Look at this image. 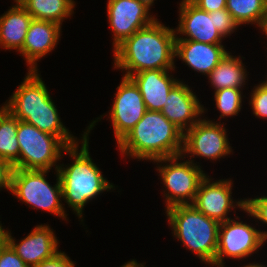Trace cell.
I'll use <instances>...</instances> for the list:
<instances>
[{
  "instance_id": "obj_1",
  "label": "cell",
  "mask_w": 267,
  "mask_h": 267,
  "mask_svg": "<svg viewBox=\"0 0 267 267\" xmlns=\"http://www.w3.org/2000/svg\"><path fill=\"white\" fill-rule=\"evenodd\" d=\"M175 29L156 19L136 31L114 49V68L126 71L123 76L145 70H175Z\"/></svg>"
},
{
  "instance_id": "obj_2",
  "label": "cell",
  "mask_w": 267,
  "mask_h": 267,
  "mask_svg": "<svg viewBox=\"0 0 267 267\" xmlns=\"http://www.w3.org/2000/svg\"><path fill=\"white\" fill-rule=\"evenodd\" d=\"M99 120H93L82 135L81 148L79 143L70 146L65 150V154L73 159L69 166L61 164L57 171L62 185V195L76 216L83 218V209L86 203L96 198L100 193L114 190V185L110 183L100 171V168L92 161L89 154V133Z\"/></svg>"
},
{
  "instance_id": "obj_3",
  "label": "cell",
  "mask_w": 267,
  "mask_h": 267,
  "mask_svg": "<svg viewBox=\"0 0 267 267\" xmlns=\"http://www.w3.org/2000/svg\"><path fill=\"white\" fill-rule=\"evenodd\" d=\"M184 133L160 111H146L135 127L118 143L122 156L156 160L182 154Z\"/></svg>"
},
{
  "instance_id": "obj_4",
  "label": "cell",
  "mask_w": 267,
  "mask_h": 267,
  "mask_svg": "<svg viewBox=\"0 0 267 267\" xmlns=\"http://www.w3.org/2000/svg\"><path fill=\"white\" fill-rule=\"evenodd\" d=\"M169 226L175 238L201 261H215L220 223L208 218L192 204H179L166 209Z\"/></svg>"
},
{
  "instance_id": "obj_5",
  "label": "cell",
  "mask_w": 267,
  "mask_h": 267,
  "mask_svg": "<svg viewBox=\"0 0 267 267\" xmlns=\"http://www.w3.org/2000/svg\"><path fill=\"white\" fill-rule=\"evenodd\" d=\"M48 170L13 169L11 175L12 194L32 209H42L67 220L63 199L62 185L56 170V184L50 185L46 180Z\"/></svg>"
},
{
  "instance_id": "obj_6",
  "label": "cell",
  "mask_w": 267,
  "mask_h": 267,
  "mask_svg": "<svg viewBox=\"0 0 267 267\" xmlns=\"http://www.w3.org/2000/svg\"><path fill=\"white\" fill-rule=\"evenodd\" d=\"M19 169L55 171L56 164L68 146L57 136L40 131L25 121L18 120Z\"/></svg>"
},
{
  "instance_id": "obj_7",
  "label": "cell",
  "mask_w": 267,
  "mask_h": 267,
  "mask_svg": "<svg viewBox=\"0 0 267 267\" xmlns=\"http://www.w3.org/2000/svg\"><path fill=\"white\" fill-rule=\"evenodd\" d=\"M182 158L184 160L183 155H177L153 160L154 163H161L156 170L166 189L163 194L166 197L165 209L179 204H192L201 181L208 176L194 161L188 159L179 162Z\"/></svg>"
},
{
  "instance_id": "obj_8",
  "label": "cell",
  "mask_w": 267,
  "mask_h": 267,
  "mask_svg": "<svg viewBox=\"0 0 267 267\" xmlns=\"http://www.w3.org/2000/svg\"><path fill=\"white\" fill-rule=\"evenodd\" d=\"M267 240V231L258 230L243 221L229 219L220 223L215 261L212 266L224 267V258L243 259L256 253Z\"/></svg>"
},
{
  "instance_id": "obj_9",
  "label": "cell",
  "mask_w": 267,
  "mask_h": 267,
  "mask_svg": "<svg viewBox=\"0 0 267 267\" xmlns=\"http://www.w3.org/2000/svg\"><path fill=\"white\" fill-rule=\"evenodd\" d=\"M227 129L224 123L213 122L212 120L200 119L192 128L184 133L183 137V157L192 160L193 156L215 160L223 158L232 153V147L227 136Z\"/></svg>"
},
{
  "instance_id": "obj_10",
  "label": "cell",
  "mask_w": 267,
  "mask_h": 267,
  "mask_svg": "<svg viewBox=\"0 0 267 267\" xmlns=\"http://www.w3.org/2000/svg\"><path fill=\"white\" fill-rule=\"evenodd\" d=\"M109 110L117 144L135 127L147 111L143 97L134 81L123 76Z\"/></svg>"
},
{
  "instance_id": "obj_11",
  "label": "cell",
  "mask_w": 267,
  "mask_h": 267,
  "mask_svg": "<svg viewBox=\"0 0 267 267\" xmlns=\"http://www.w3.org/2000/svg\"><path fill=\"white\" fill-rule=\"evenodd\" d=\"M139 0H108L107 17L113 33V50L136 31L151 25L155 16Z\"/></svg>"
},
{
  "instance_id": "obj_12",
  "label": "cell",
  "mask_w": 267,
  "mask_h": 267,
  "mask_svg": "<svg viewBox=\"0 0 267 267\" xmlns=\"http://www.w3.org/2000/svg\"><path fill=\"white\" fill-rule=\"evenodd\" d=\"M232 180L220 179L212 182L209 176L205 177L196 193V197L192 205L208 218L219 223H223L231 219L228 213L232 209L238 208L244 210L246 202L243 199L234 202L232 197ZM232 197V198H231ZM236 205V206H235Z\"/></svg>"
},
{
  "instance_id": "obj_13",
  "label": "cell",
  "mask_w": 267,
  "mask_h": 267,
  "mask_svg": "<svg viewBox=\"0 0 267 267\" xmlns=\"http://www.w3.org/2000/svg\"><path fill=\"white\" fill-rule=\"evenodd\" d=\"M179 6L180 18L175 33L186 38L176 36L175 40L222 44L224 37L215 27L214 15L200 9L191 0H182Z\"/></svg>"
},
{
  "instance_id": "obj_14",
  "label": "cell",
  "mask_w": 267,
  "mask_h": 267,
  "mask_svg": "<svg viewBox=\"0 0 267 267\" xmlns=\"http://www.w3.org/2000/svg\"><path fill=\"white\" fill-rule=\"evenodd\" d=\"M189 86L179 81L168 94L166 106L160 111L167 120L185 133L192 128L206 110Z\"/></svg>"
},
{
  "instance_id": "obj_15",
  "label": "cell",
  "mask_w": 267,
  "mask_h": 267,
  "mask_svg": "<svg viewBox=\"0 0 267 267\" xmlns=\"http://www.w3.org/2000/svg\"><path fill=\"white\" fill-rule=\"evenodd\" d=\"M6 231L7 243L28 267H34L42 261L52 258L58 250V239L49 225H37L25 237L16 243L14 237Z\"/></svg>"
},
{
  "instance_id": "obj_16",
  "label": "cell",
  "mask_w": 267,
  "mask_h": 267,
  "mask_svg": "<svg viewBox=\"0 0 267 267\" xmlns=\"http://www.w3.org/2000/svg\"><path fill=\"white\" fill-rule=\"evenodd\" d=\"M61 36V25L45 20L33 19L29 25L23 48L19 53L26 60L28 70H39L37 61L57 47Z\"/></svg>"
},
{
  "instance_id": "obj_17",
  "label": "cell",
  "mask_w": 267,
  "mask_h": 267,
  "mask_svg": "<svg viewBox=\"0 0 267 267\" xmlns=\"http://www.w3.org/2000/svg\"><path fill=\"white\" fill-rule=\"evenodd\" d=\"M227 53L222 44L175 40V57L203 75H208Z\"/></svg>"
},
{
  "instance_id": "obj_18",
  "label": "cell",
  "mask_w": 267,
  "mask_h": 267,
  "mask_svg": "<svg viewBox=\"0 0 267 267\" xmlns=\"http://www.w3.org/2000/svg\"><path fill=\"white\" fill-rule=\"evenodd\" d=\"M169 70H145L130 78L138 86L148 111H161L166 106L170 90L180 81Z\"/></svg>"
},
{
  "instance_id": "obj_19",
  "label": "cell",
  "mask_w": 267,
  "mask_h": 267,
  "mask_svg": "<svg viewBox=\"0 0 267 267\" xmlns=\"http://www.w3.org/2000/svg\"><path fill=\"white\" fill-rule=\"evenodd\" d=\"M19 121L32 124L42 132L59 137L68 147L76 145L77 138L70 134L60 120L54 101L50 98L45 106L36 110L9 111Z\"/></svg>"
},
{
  "instance_id": "obj_20",
  "label": "cell",
  "mask_w": 267,
  "mask_h": 267,
  "mask_svg": "<svg viewBox=\"0 0 267 267\" xmlns=\"http://www.w3.org/2000/svg\"><path fill=\"white\" fill-rule=\"evenodd\" d=\"M51 98L38 70H28L23 82L2 106L8 111H26L42 108Z\"/></svg>"
},
{
  "instance_id": "obj_21",
  "label": "cell",
  "mask_w": 267,
  "mask_h": 267,
  "mask_svg": "<svg viewBox=\"0 0 267 267\" xmlns=\"http://www.w3.org/2000/svg\"><path fill=\"white\" fill-rule=\"evenodd\" d=\"M32 20L31 14L15 1V5L0 16V47L19 52Z\"/></svg>"
},
{
  "instance_id": "obj_22",
  "label": "cell",
  "mask_w": 267,
  "mask_h": 267,
  "mask_svg": "<svg viewBox=\"0 0 267 267\" xmlns=\"http://www.w3.org/2000/svg\"><path fill=\"white\" fill-rule=\"evenodd\" d=\"M239 57L228 52L219 64L207 75L215 91L234 88L242 89L245 86L247 71ZM243 86V87H242Z\"/></svg>"
},
{
  "instance_id": "obj_23",
  "label": "cell",
  "mask_w": 267,
  "mask_h": 267,
  "mask_svg": "<svg viewBox=\"0 0 267 267\" xmlns=\"http://www.w3.org/2000/svg\"><path fill=\"white\" fill-rule=\"evenodd\" d=\"M18 1L33 19L52 21L59 25L74 13V0H14Z\"/></svg>"
},
{
  "instance_id": "obj_24",
  "label": "cell",
  "mask_w": 267,
  "mask_h": 267,
  "mask_svg": "<svg viewBox=\"0 0 267 267\" xmlns=\"http://www.w3.org/2000/svg\"><path fill=\"white\" fill-rule=\"evenodd\" d=\"M18 119L3 106L0 107V159L19 169Z\"/></svg>"
},
{
  "instance_id": "obj_25",
  "label": "cell",
  "mask_w": 267,
  "mask_h": 267,
  "mask_svg": "<svg viewBox=\"0 0 267 267\" xmlns=\"http://www.w3.org/2000/svg\"><path fill=\"white\" fill-rule=\"evenodd\" d=\"M226 9L239 26L256 24L261 28L267 13V0H227Z\"/></svg>"
},
{
  "instance_id": "obj_26",
  "label": "cell",
  "mask_w": 267,
  "mask_h": 267,
  "mask_svg": "<svg viewBox=\"0 0 267 267\" xmlns=\"http://www.w3.org/2000/svg\"><path fill=\"white\" fill-rule=\"evenodd\" d=\"M242 89L225 88L214 91L216 108L220 112L219 120L224 117L236 116L242 108Z\"/></svg>"
},
{
  "instance_id": "obj_27",
  "label": "cell",
  "mask_w": 267,
  "mask_h": 267,
  "mask_svg": "<svg viewBox=\"0 0 267 267\" xmlns=\"http://www.w3.org/2000/svg\"><path fill=\"white\" fill-rule=\"evenodd\" d=\"M249 105L257 118L267 120V80L253 87Z\"/></svg>"
},
{
  "instance_id": "obj_28",
  "label": "cell",
  "mask_w": 267,
  "mask_h": 267,
  "mask_svg": "<svg viewBox=\"0 0 267 267\" xmlns=\"http://www.w3.org/2000/svg\"><path fill=\"white\" fill-rule=\"evenodd\" d=\"M210 15H214L215 27L224 38L234 33L239 26L226 8L211 12Z\"/></svg>"
},
{
  "instance_id": "obj_29",
  "label": "cell",
  "mask_w": 267,
  "mask_h": 267,
  "mask_svg": "<svg viewBox=\"0 0 267 267\" xmlns=\"http://www.w3.org/2000/svg\"><path fill=\"white\" fill-rule=\"evenodd\" d=\"M246 205L244 212L254 217L257 221L259 220L265 225L267 224V196L255 197L245 199Z\"/></svg>"
},
{
  "instance_id": "obj_30",
  "label": "cell",
  "mask_w": 267,
  "mask_h": 267,
  "mask_svg": "<svg viewBox=\"0 0 267 267\" xmlns=\"http://www.w3.org/2000/svg\"><path fill=\"white\" fill-rule=\"evenodd\" d=\"M0 267H28L7 243L0 252Z\"/></svg>"
},
{
  "instance_id": "obj_31",
  "label": "cell",
  "mask_w": 267,
  "mask_h": 267,
  "mask_svg": "<svg viewBox=\"0 0 267 267\" xmlns=\"http://www.w3.org/2000/svg\"><path fill=\"white\" fill-rule=\"evenodd\" d=\"M75 264L65 252L59 251L52 258L44 260L34 267H75Z\"/></svg>"
},
{
  "instance_id": "obj_32",
  "label": "cell",
  "mask_w": 267,
  "mask_h": 267,
  "mask_svg": "<svg viewBox=\"0 0 267 267\" xmlns=\"http://www.w3.org/2000/svg\"><path fill=\"white\" fill-rule=\"evenodd\" d=\"M12 171L13 166L9 162L0 159V189L5 188L9 192L11 191Z\"/></svg>"
},
{
  "instance_id": "obj_33",
  "label": "cell",
  "mask_w": 267,
  "mask_h": 267,
  "mask_svg": "<svg viewBox=\"0 0 267 267\" xmlns=\"http://www.w3.org/2000/svg\"><path fill=\"white\" fill-rule=\"evenodd\" d=\"M200 9L211 13L217 10L225 9L227 0H191Z\"/></svg>"
},
{
  "instance_id": "obj_34",
  "label": "cell",
  "mask_w": 267,
  "mask_h": 267,
  "mask_svg": "<svg viewBox=\"0 0 267 267\" xmlns=\"http://www.w3.org/2000/svg\"><path fill=\"white\" fill-rule=\"evenodd\" d=\"M6 244H7L6 231L2 227V224H0V252Z\"/></svg>"
},
{
  "instance_id": "obj_35",
  "label": "cell",
  "mask_w": 267,
  "mask_h": 267,
  "mask_svg": "<svg viewBox=\"0 0 267 267\" xmlns=\"http://www.w3.org/2000/svg\"><path fill=\"white\" fill-rule=\"evenodd\" d=\"M121 267H145L144 263H138L136 260H131L126 262L124 265H122Z\"/></svg>"
},
{
  "instance_id": "obj_36",
  "label": "cell",
  "mask_w": 267,
  "mask_h": 267,
  "mask_svg": "<svg viewBox=\"0 0 267 267\" xmlns=\"http://www.w3.org/2000/svg\"><path fill=\"white\" fill-rule=\"evenodd\" d=\"M142 4H144L147 8L150 9L151 6H153L155 0H139Z\"/></svg>"
},
{
  "instance_id": "obj_37",
  "label": "cell",
  "mask_w": 267,
  "mask_h": 267,
  "mask_svg": "<svg viewBox=\"0 0 267 267\" xmlns=\"http://www.w3.org/2000/svg\"><path fill=\"white\" fill-rule=\"evenodd\" d=\"M261 29H262V32L265 33V36H267V13H266V17H265L264 24H263V26L261 27Z\"/></svg>"
},
{
  "instance_id": "obj_38",
  "label": "cell",
  "mask_w": 267,
  "mask_h": 267,
  "mask_svg": "<svg viewBox=\"0 0 267 267\" xmlns=\"http://www.w3.org/2000/svg\"><path fill=\"white\" fill-rule=\"evenodd\" d=\"M267 266V265H266ZM265 265L262 264H259V263H249L248 265H245L244 267H266ZM243 267V266H242Z\"/></svg>"
}]
</instances>
